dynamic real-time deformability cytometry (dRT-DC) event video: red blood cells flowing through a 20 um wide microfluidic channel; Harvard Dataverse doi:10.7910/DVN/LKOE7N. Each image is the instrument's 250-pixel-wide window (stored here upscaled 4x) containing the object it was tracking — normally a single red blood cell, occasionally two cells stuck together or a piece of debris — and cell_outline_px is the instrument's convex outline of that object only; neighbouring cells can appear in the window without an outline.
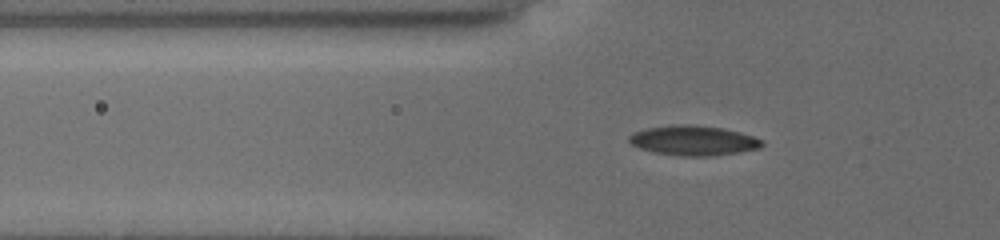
{"species": "common noctule bat (a hibernating species)", "species_latin": "Nyctalus noctula", "temperature_condition": "cold", "stored_images_in_passage": 50, "camera_frame_rate_fps": 3000, "um_per_image_px": 0.085, "animal": {"sex": "female", "body_mass_g": 19.5, "forearm_length_mm": 54.1}, "frame": {"image": 1, "passage_image": 21, "time_ms": 6.667, "image_size_px": [1000, 240], "cell_outline_px": [[764, 144], [760, 148], [736, 152], [708, 156], [680, 156], [652, 152], [640, 148], [632, 144], [628, 140], [628, 136], [636, 132], [648, 128], [672, 124], [696, 124], [724, 128], [740, 132], [764, 140]], "centroid_in_image_um": [58.95, 11.93], "position_along_channel_um": 66.9, "area_um2": 23.18}}
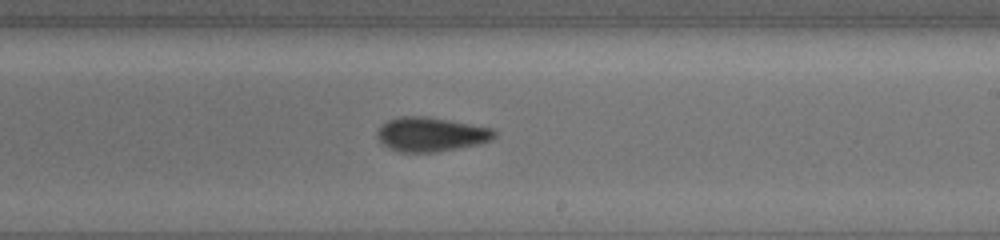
{"frame": {"image": 2, "passage_image": 36, "time_ms": 11.667, "image_size_px": [1000, 240], "cell_outline_px": [[496, 136], [492, 140], [476, 144], [436, 152], [400, 152], [384, 144], [376, 136], [376, 132], [380, 124], [388, 120], [400, 116], [428, 116], [496, 128]], "centroid_in_image_um": [36.65, 11.39], "position_along_channel_um": 252.4, "area_um2": 23.52}}
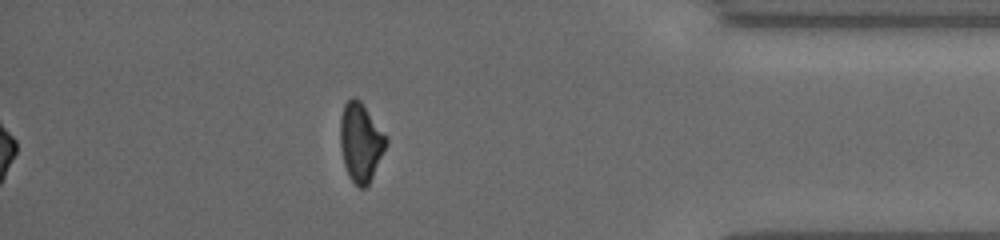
{"frame": {"image": 3, "passage_image": 50, "time_ms": 16.333, "image_size_px": [1000, 240], "cell_outline_px": [[388, 140], [372, 176], [368, 184], [364, 188], [360, 188], [352, 180], [344, 164], [340, 144], [340, 116], [344, 104], [352, 96], [360, 100], [388, 136]], "centroid_in_image_um": [30.65, 12.03], "position_along_channel_um": 404.5, "area_um2": 20.81}, "authors_computed_cell_mechanics": {"area_um2": 21.9062, "velocity_mm_per_s": 3.8426, "shape_relaxation_time_tau1_ms": 4.0681, "shape_relaxation_time_tau2_ms": 2.3266, "deformation_change_tau1": 0.1303, "deformation_change_tau2": 0.0762}}